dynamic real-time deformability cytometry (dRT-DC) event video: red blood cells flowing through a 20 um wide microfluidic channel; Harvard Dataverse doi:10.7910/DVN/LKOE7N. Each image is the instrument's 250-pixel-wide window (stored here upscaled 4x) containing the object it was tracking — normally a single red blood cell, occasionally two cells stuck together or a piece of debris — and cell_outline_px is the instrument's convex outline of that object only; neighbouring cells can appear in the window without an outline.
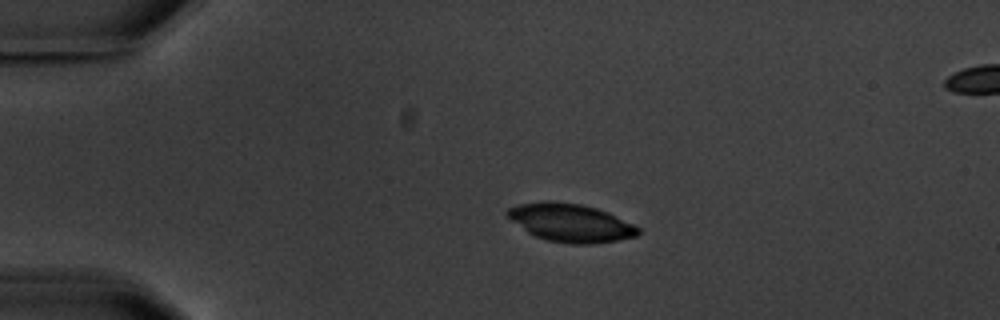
{"species": "common noctule bat (a hibernating species)", "species_latin": "Nyctalus noctula", "temperature_condition": "warm", "stored_images_in_passage": 6, "camera_frame_rate_fps": 3000, "um_per_image_px": 0.085, "animal": {"sex": "male", "body_mass_g": 20.1, "forearm_length_mm": 53.5}, "frame": {"image": 1, "passage_image": 3, "time_ms": 2.667, "image_size_px": [1000, 320], "cell_outline_px": [[640, 232], [636, 236], [616, 240], [588, 244], [568, 244], [548, 240], [536, 236], [528, 232], [504, 216], [504, 212], [508, 208], [520, 204], [544, 200], [548, 200], [580, 204], [596, 208], [608, 212], [636, 224], [640, 228]], "centroid_in_image_um": [48.49, 18.92], "position_along_channel_um": 36.5, "area_um2": 29.25}}